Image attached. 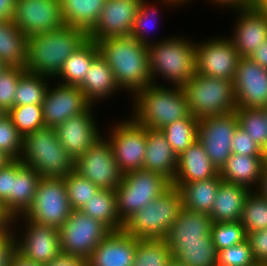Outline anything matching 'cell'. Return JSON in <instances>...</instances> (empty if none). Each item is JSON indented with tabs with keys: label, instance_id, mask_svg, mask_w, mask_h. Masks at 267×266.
<instances>
[{
	"label": "cell",
	"instance_id": "cell-1",
	"mask_svg": "<svg viewBox=\"0 0 267 266\" xmlns=\"http://www.w3.org/2000/svg\"><path fill=\"white\" fill-rule=\"evenodd\" d=\"M99 55L108 63L120 89L137 91L152 84L147 45L134 37H111L97 42Z\"/></svg>",
	"mask_w": 267,
	"mask_h": 266
},
{
	"label": "cell",
	"instance_id": "cell-2",
	"mask_svg": "<svg viewBox=\"0 0 267 266\" xmlns=\"http://www.w3.org/2000/svg\"><path fill=\"white\" fill-rule=\"evenodd\" d=\"M88 39L83 30L63 25L27 40L25 71L51 78L61 70L66 59Z\"/></svg>",
	"mask_w": 267,
	"mask_h": 266
},
{
	"label": "cell",
	"instance_id": "cell-3",
	"mask_svg": "<svg viewBox=\"0 0 267 266\" xmlns=\"http://www.w3.org/2000/svg\"><path fill=\"white\" fill-rule=\"evenodd\" d=\"M133 97L131 117L146 128L161 130L179 119L196 118L190 114L186 95L180 87L150 84Z\"/></svg>",
	"mask_w": 267,
	"mask_h": 266
},
{
	"label": "cell",
	"instance_id": "cell-4",
	"mask_svg": "<svg viewBox=\"0 0 267 266\" xmlns=\"http://www.w3.org/2000/svg\"><path fill=\"white\" fill-rule=\"evenodd\" d=\"M159 41L147 46L152 84L160 75L182 88L196 74V45L180 36Z\"/></svg>",
	"mask_w": 267,
	"mask_h": 266
},
{
	"label": "cell",
	"instance_id": "cell-5",
	"mask_svg": "<svg viewBox=\"0 0 267 266\" xmlns=\"http://www.w3.org/2000/svg\"><path fill=\"white\" fill-rule=\"evenodd\" d=\"M20 161L41 178H65L75 170V160L59 142L55 128L47 126L23 136Z\"/></svg>",
	"mask_w": 267,
	"mask_h": 266
},
{
	"label": "cell",
	"instance_id": "cell-6",
	"mask_svg": "<svg viewBox=\"0 0 267 266\" xmlns=\"http://www.w3.org/2000/svg\"><path fill=\"white\" fill-rule=\"evenodd\" d=\"M182 208L179 189L171 186L128 218L122 230L138 239H164Z\"/></svg>",
	"mask_w": 267,
	"mask_h": 266
},
{
	"label": "cell",
	"instance_id": "cell-7",
	"mask_svg": "<svg viewBox=\"0 0 267 266\" xmlns=\"http://www.w3.org/2000/svg\"><path fill=\"white\" fill-rule=\"evenodd\" d=\"M182 89L189 112L197 119L225 115L237 108L232 81L196 73Z\"/></svg>",
	"mask_w": 267,
	"mask_h": 266
},
{
	"label": "cell",
	"instance_id": "cell-8",
	"mask_svg": "<svg viewBox=\"0 0 267 266\" xmlns=\"http://www.w3.org/2000/svg\"><path fill=\"white\" fill-rule=\"evenodd\" d=\"M172 183L163 175L144 169L123 174L115 190L117 213L124 223L134 213L163 194Z\"/></svg>",
	"mask_w": 267,
	"mask_h": 266
},
{
	"label": "cell",
	"instance_id": "cell-9",
	"mask_svg": "<svg viewBox=\"0 0 267 266\" xmlns=\"http://www.w3.org/2000/svg\"><path fill=\"white\" fill-rule=\"evenodd\" d=\"M110 232L111 230L100 221L80 210H72L69 218L59 228L60 250L62 253L87 260Z\"/></svg>",
	"mask_w": 267,
	"mask_h": 266
},
{
	"label": "cell",
	"instance_id": "cell-10",
	"mask_svg": "<svg viewBox=\"0 0 267 266\" xmlns=\"http://www.w3.org/2000/svg\"><path fill=\"white\" fill-rule=\"evenodd\" d=\"M72 211L64 178H41L31 207L23 217L60 228Z\"/></svg>",
	"mask_w": 267,
	"mask_h": 266
},
{
	"label": "cell",
	"instance_id": "cell-11",
	"mask_svg": "<svg viewBox=\"0 0 267 266\" xmlns=\"http://www.w3.org/2000/svg\"><path fill=\"white\" fill-rule=\"evenodd\" d=\"M106 137H100L89 150L75 161V171L99 189L116 190L123 173L120 171L113 147Z\"/></svg>",
	"mask_w": 267,
	"mask_h": 266
},
{
	"label": "cell",
	"instance_id": "cell-12",
	"mask_svg": "<svg viewBox=\"0 0 267 266\" xmlns=\"http://www.w3.org/2000/svg\"><path fill=\"white\" fill-rule=\"evenodd\" d=\"M107 138L113 147L115 160L120 171L125 174L143 169L147 146V128L138 124L132 117L117 122Z\"/></svg>",
	"mask_w": 267,
	"mask_h": 266
},
{
	"label": "cell",
	"instance_id": "cell-13",
	"mask_svg": "<svg viewBox=\"0 0 267 266\" xmlns=\"http://www.w3.org/2000/svg\"><path fill=\"white\" fill-rule=\"evenodd\" d=\"M238 126L235 112L199 119L198 141L204 146L205 152L218 171L232 155L231 141Z\"/></svg>",
	"mask_w": 267,
	"mask_h": 266
},
{
	"label": "cell",
	"instance_id": "cell-14",
	"mask_svg": "<svg viewBox=\"0 0 267 266\" xmlns=\"http://www.w3.org/2000/svg\"><path fill=\"white\" fill-rule=\"evenodd\" d=\"M12 21L27 39L64 25L60 0H16Z\"/></svg>",
	"mask_w": 267,
	"mask_h": 266
},
{
	"label": "cell",
	"instance_id": "cell-15",
	"mask_svg": "<svg viewBox=\"0 0 267 266\" xmlns=\"http://www.w3.org/2000/svg\"><path fill=\"white\" fill-rule=\"evenodd\" d=\"M200 43L195 44L196 73L233 82L241 58L233 43L227 36Z\"/></svg>",
	"mask_w": 267,
	"mask_h": 266
},
{
	"label": "cell",
	"instance_id": "cell-16",
	"mask_svg": "<svg viewBox=\"0 0 267 266\" xmlns=\"http://www.w3.org/2000/svg\"><path fill=\"white\" fill-rule=\"evenodd\" d=\"M237 107L267 106V69L249 57H241L233 80Z\"/></svg>",
	"mask_w": 267,
	"mask_h": 266
},
{
	"label": "cell",
	"instance_id": "cell-17",
	"mask_svg": "<svg viewBox=\"0 0 267 266\" xmlns=\"http://www.w3.org/2000/svg\"><path fill=\"white\" fill-rule=\"evenodd\" d=\"M141 0H107L88 39L102 41L111 37L130 36Z\"/></svg>",
	"mask_w": 267,
	"mask_h": 266
},
{
	"label": "cell",
	"instance_id": "cell-18",
	"mask_svg": "<svg viewBox=\"0 0 267 266\" xmlns=\"http://www.w3.org/2000/svg\"><path fill=\"white\" fill-rule=\"evenodd\" d=\"M91 104L78 86L55 84L46 91L42 102L44 124L47 127L60 125L70 117L85 112Z\"/></svg>",
	"mask_w": 267,
	"mask_h": 266
},
{
	"label": "cell",
	"instance_id": "cell-19",
	"mask_svg": "<svg viewBox=\"0 0 267 266\" xmlns=\"http://www.w3.org/2000/svg\"><path fill=\"white\" fill-rule=\"evenodd\" d=\"M28 225L22 239L17 237V252L32 262L45 265L60 252L59 229L38 224L24 217Z\"/></svg>",
	"mask_w": 267,
	"mask_h": 266
},
{
	"label": "cell",
	"instance_id": "cell-20",
	"mask_svg": "<svg viewBox=\"0 0 267 266\" xmlns=\"http://www.w3.org/2000/svg\"><path fill=\"white\" fill-rule=\"evenodd\" d=\"M92 105L83 113L70 117L55 127L59 142L76 161L101 137L92 116Z\"/></svg>",
	"mask_w": 267,
	"mask_h": 266
},
{
	"label": "cell",
	"instance_id": "cell-21",
	"mask_svg": "<svg viewBox=\"0 0 267 266\" xmlns=\"http://www.w3.org/2000/svg\"><path fill=\"white\" fill-rule=\"evenodd\" d=\"M235 11L239 16L234 24L236 25L232 32L234 34L228 39L233 43L240 57H249L267 40V18L255 4Z\"/></svg>",
	"mask_w": 267,
	"mask_h": 266
},
{
	"label": "cell",
	"instance_id": "cell-22",
	"mask_svg": "<svg viewBox=\"0 0 267 266\" xmlns=\"http://www.w3.org/2000/svg\"><path fill=\"white\" fill-rule=\"evenodd\" d=\"M137 238L123 230L111 231L87 259V266H133Z\"/></svg>",
	"mask_w": 267,
	"mask_h": 266
},
{
	"label": "cell",
	"instance_id": "cell-23",
	"mask_svg": "<svg viewBox=\"0 0 267 266\" xmlns=\"http://www.w3.org/2000/svg\"><path fill=\"white\" fill-rule=\"evenodd\" d=\"M178 156L168 143L161 130L147 128V146L143 169L166 177L171 183L174 180Z\"/></svg>",
	"mask_w": 267,
	"mask_h": 266
},
{
	"label": "cell",
	"instance_id": "cell-24",
	"mask_svg": "<svg viewBox=\"0 0 267 266\" xmlns=\"http://www.w3.org/2000/svg\"><path fill=\"white\" fill-rule=\"evenodd\" d=\"M219 171L212 164L204 146L197 140L178 156L172 183H190L214 178Z\"/></svg>",
	"mask_w": 267,
	"mask_h": 266
},
{
	"label": "cell",
	"instance_id": "cell-25",
	"mask_svg": "<svg viewBox=\"0 0 267 266\" xmlns=\"http://www.w3.org/2000/svg\"><path fill=\"white\" fill-rule=\"evenodd\" d=\"M212 224L210 215L183 207L164 240L171 250L179 242L202 241L204 236L211 233Z\"/></svg>",
	"mask_w": 267,
	"mask_h": 266
},
{
	"label": "cell",
	"instance_id": "cell-26",
	"mask_svg": "<svg viewBox=\"0 0 267 266\" xmlns=\"http://www.w3.org/2000/svg\"><path fill=\"white\" fill-rule=\"evenodd\" d=\"M86 100L92 105L121 90L108 63L98 55L87 70L86 77L78 86ZM96 101V102H95Z\"/></svg>",
	"mask_w": 267,
	"mask_h": 266
},
{
	"label": "cell",
	"instance_id": "cell-27",
	"mask_svg": "<svg viewBox=\"0 0 267 266\" xmlns=\"http://www.w3.org/2000/svg\"><path fill=\"white\" fill-rule=\"evenodd\" d=\"M267 157H253L248 155L233 154L221 168L219 174L223 181L241 185L251 189L259 187L262 170ZM255 184V185H254Z\"/></svg>",
	"mask_w": 267,
	"mask_h": 266
},
{
	"label": "cell",
	"instance_id": "cell-28",
	"mask_svg": "<svg viewBox=\"0 0 267 266\" xmlns=\"http://www.w3.org/2000/svg\"><path fill=\"white\" fill-rule=\"evenodd\" d=\"M40 179L32 167L13 160V226L31 207Z\"/></svg>",
	"mask_w": 267,
	"mask_h": 266
},
{
	"label": "cell",
	"instance_id": "cell-29",
	"mask_svg": "<svg viewBox=\"0 0 267 266\" xmlns=\"http://www.w3.org/2000/svg\"><path fill=\"white\" fill-rule=\"evenodd\" d=\"M222 181L220 174H218L207 180L172 183V186L179 189L185 209L210 215Z\"/></svg>",
	"mask_w": 267,
	"mask_h": 266
},
{
	"label": "cell",
	"instance_id": "cell-30",
	"mask_svg": "<svg viewBox=\"0 0 267 266\" xmlns=\"http://www.w3.org/2000/svg\"><path fill=\"white\" fill-rule=\"evenodd\" d=\"M250 191L247 187L222 181L210 213L213 223L240 221Z\"/></svg>",
	"mask_w": 267,
	"mask_h": 266
},
{
	"label": "cell",
	"instance_id": "cell-31",
	"mask_svg": "<svg viewBox=\"0 0 267 266\" xmlns=\"http://www.w3.org/2000/svg\"><path fill=\"white\" fill-rule=\"evenodd\" d=\"M107 0H60L65 25L87 34L94 28Z\"/></svg>",
	"mask_w": 267,
	"mask_h": 266
},
{
	"label": "cell",
	"instance_id": "cell-32",
	"mask_svg": "<svg viewBox=\"0 0 267 266\" xmlns=\"http://www.w3.org/2000/svg\"><path fill=\"white\" fill-rule=\"evenodd\" d=\"M27 40L12 20H0V60L6 66L25 68Z\"/></svg>",
	"mask_w": 267,
	"mask_h": 266
},
{
	"label": "cell",
	"instance_id": "cell-33",
	"mask_svg": "<svg viewBox=\"0 0 267 266\" xmlns=\"http://www.w3.org/2000/svg\"><path fill=\"white\" fill-rule=\"evenodd\" d=\"M98 55L97 43L87 39L80 48L66 59L56 77L59 78L60 76L61 84L79 86L86 77L91 63Z\"/></svg>",
	"mask_w": 267,
	"mask_h": 266
},
{
	"label": "cell",
	"instance_id": "cell-34",
	"mask_svg": "<svg viewBox=\"0 0 267 266\" xmlns=\"http://www.w3.org/2000/svg\"><path fill=\"white\" fill-rule=\"evenodd\" d=\"M171 251L173 258L185 266H217V250L211 233L202 241L179 242Z\"/></svg>",
	"mask_w": 267,
	"mask_h": 266
},
{
	"label": "cell",
	"instance_id": "cell-35",
	"mask_svg": "<svg viewBox=\"0 0 267 266\" xmlns=\"http://www.w3.org/2000/svg\"><path fill=\"white\" fill-rule=\"evenodd\" d=\"M80 211L100 221L111 231H120L123 229L124 223L120 220L117 213L114 190L99 189Z\"/></svg>",
	"mask_w": 267,
	"mask_h": 266
},
{
	"label": "cell",
	"instance_id": "cell-36",
	"mask_svg": "<svg viewBox=\"0 0 267 266\" xmlns=\"http://www.w3.org/2000/svg\"><path fill=\"white\" fill-rule=\"evenodd\" d=\"M173 259L164 239H138L133 266H167Z\"/></svg>",
	"mask_w": 267,
	"mask_h": 266
},
{
	"label": "cell",
	"instance_id": "cell-37",
	"mask_svg": "<svg viewBox=\"0 0 267 266\" xmlns=\"http://www.w3.org/2000/svg\"><path fill=\"white\" fill-rule=\"evenodd\" d=\"M198 123L197 118H182L161 129L177 156L198 140Z\"/></svg>",
	"mask_w": 267,
	"mask_h": 266
},
{
	"label": "cell",
	"instance_id": "cell-38",
	"mask_svg": "<svg viewBox=\"0 0 267 266\" xmlns=\"http://www.w3.org/2000/svg\"><path fill=\"white\" fill-rule=\"evenodd\" d=\"M48 78L51 77L25 72L17 83L14 106L42 104L49 86Z\"/></svg>",
	"mask_w": 267,
	"mask_h": 266
},
{
	"label": "cell",
	"instance_id": "cell-39",
	"mask_svg": "<svg viewBox=\"0 0 267 266\" xmlns=\"http://www.w3.org/2000/svg\"><path fill=\"white\" fill-rule=\"evenodd\" d=\"M237 115L239 127L248 133L249 138L267 151V123L264 109L237 107L234 111Z\"/></svg>",
	"mask_w": 267,
	"mask_h": 266
},
{
	"label": "cell",
	"instance_id": "cell-40",
	"mask_svg": "<svg viewBox=\"0 0 267 266\" xmlns=\"http://www.w3.org/2000/svg\"><path fill=\"white\" fill-rule=\"evenodd\" d=\"M240 221L246 233L267 229V200L257 191H250Z\"/></svg>",
	"mask_w": 267,
	"mask_h": 266
},
{
	"label": "cell",
	"instance_id": "cell-41",
	"mask_svg": "<svg viewBox=\"0 0 267 266\" xmlns=\"http://www.w3.org/2000/svg\"><path fill=\"white\" fill-rule=\"evenodd\" d=\"M7 115L22 136L45 127L42 104L13 106Z\"/></svg>",
	"mask_w": 267,
	"mask_h": 266
},
{
	"label": "cell",
	"instance_id": "cell-42",
	"mask_svg": "<svg viewBox=\"0 0 267 266\" xmlns=\"http://www.w3.org/2000/svg\"><path fill=\"white\" fill-rule=\"evenodd\" d=\"M69 205L72 210H80L99 188L75 170L65 178Z\"/></svg>",
	"mask_w": 267,
	"mask_h": 266
},
{
	"label": "cell",
	"instance_id": "cell-43",
	"mask_svg": "<svg viewBox=\"0 0 267 266\" xmlns=\"http://www.w3.org/2000/svg\"><path fill=\"white\" fill-rule=\"evenodd\" d=\"M211 236L217 251L239 244L247 239V233L241 221L215 222Z\"/></svg>",
	"mask_w": 267,
	"mask_h": 266
},
{
	"label": "cell",
	"instance_id": "cell-44",
	"mask_svg": "<svg viewBox=\"0 0 267 266\" xmlns=\"http://www.w3.org/2000/svg\"><path fill=\"white\" fill-rule=\"evenodd\" d=\"M23 136L6 114L0 119V151L11 160H20Z\"/></svg>",
	"mask_w": 267,
	"mask_h": 266
},
{
	"label": "cell",
	"instance_id": "cell-45",
	"mask_svg": "<svg viewBox=\"0 0 267 266\" xmlns=\"http://www.w3.org/2000/svg\"><path fill=\"white\" fill-rule=\"evenodd\" d=\"M25 72L24 68L7 66L0 73V108L6 113L14 106L17 83Z\"/></svg>",
	"mask_w": 267,
	"mask_h": 266
},
{
	"label": "cell",
	"instance_id": "cell-46",
	"mask_svg": "<svg viewBox=\"0 0 267 266\" xmlns=\"http://www.w3.org/2000/svg\"><path fill=\"white\" fill-rule=\"evenodd\" d=\"M256 261L249 241L217 251V266H251Z\"/></svg>",
	"mask_w": 267,
	"mask_h": 266
},
{
	"label": "cell",
	"instance_id": "cell-47",
	"mask_svg": "<svg viewBox=\"0 0 267 266\" xmlns=\"http://www.w3.org/2000/svg\"><path fill=\"white\" fill-rule=\"evenodd\" d=\"M146 4L147 1L145 3V0H141L140 7L138 9L137 15L133 23V27L130 32V36L134 37L138 42L148 46L151 43L149 42V39L147 38L148 36L146 35L148 32L147 29L148 27L149 28L151 27L149 24L152 23L151 22L152 18L154 19V16H156L155 14H158V12L154 8V6L153 7L150 6L149 3L147 5ZM147 22L150 23L148 24Z\"/></svg>",
	"mask_w": 267,
	"mask_h": 266
},
{
	"label": "cell",
	"instance_id": "cell-48",
	"mask_svg": "<svg viewBox=\"0 0 267 266\" xmlns=\"http://www.w3.org/2000/svg\"><path fill=\"white\" fill-rule=\"evenodd\" d=\"M231 145L233 154L267 157L265 151L253 139L249 138L248 133L239 126L232 137Z\"/></svg>",
	"mask_w": 267,
	"mask_h": 266
},
{
	"label": "cell",
	"instance_id": "cell-49",
	"mask_svg": "<svg viewBox=\"0 0 267 266\" xmlns=\"http://www.w3.org/2000/svg\"><path fill=\"white\" fill-rule=\"evenodd\" d=\"M0 203L13 218V160L0 168Z\"/></svg>",
	"mask_w": 267,
	"mask_h": 266
},
{
	"label": "cell",
	"instance_id": "cell-50",
	"mask_svg": "<svg viewBox=\"0 0 267 266\" xmlns=\"http://www.w3.org/2000/svg\"><path fill=\"white\" fill-rule=\"evenodd\" d=\"M247 240L256 262H267V229L247 233Z\"/></svg>",
	"mask_w": 267,
	"mask_h": 266
},
{
	"label": "cell",
	"instance_id": "cell-51",
	"mask_svg": "<svg viewBox=\"0 0 267 266\" xmlns=\"http://www.w3.org/2000/svg\"><path fill=\"white\" fill-rule=\"evenodd\" d=\"M14 233L11 229L4 236H0V266H10L14 254L17 252L18 236Z\"/></svg>",
	"mask_w": 267,
	"mask_h": 266
},
{
	"label": "cell",
	"instance_id": "cell-52",
	"mask_svg": "<svg viewBox=\"0 0 267 266\" xmlns=\"http://www.w3.org/2000/svg\"><path fill=\"white\" fill-rule=\"evenodd\" d=\"M43 266H87V260L83 257L60 252L52 261Z\"/></svg>",
	"mask_w": 267,
	"mask_h": 266
},
{
	"label": "cell",
	"instance_id": "cell-53",
	"mask_svg": "<svg viewBox=\"0 0 267 266\" xmlns=\"http://www.w3.org/2000/svg\"><path fill=\"white\" fill-rule=\"evenodd\" d=\"M249 58L258 63L261 67L267 69V40L256 48Z\"/></svg>",
	"mask_w": 267,
	"mask_h": 266
},
{
	"label": "cell",
	"instance_id": "cell-54",
	"mask_svg": "<svg viewBox=\"0 0 267 266\" xmlns=\"http://www.w3.org/2000/svg\"><path fill=\"white\" fill-rule=\"evenodd\" d=\"M16 0H0V20H12Z\"/></svg>",
	"mask_w": 267,
	"mask_h": 266
},
{
	"label": "cell",
	"instance_id": "cell-55",
	"mask_svg": "<svg viewBox=\"0 0 267 266\" xmlns=\"http://www.w3.org/2000/svg\"><path fill=\"white\" fill-rule=\"evenodd\" d=\"M12 225L13 218L6 212L3 204L0 203V236L7 234L13 227Z\"/></svg>",
	"mask_w": 267,
	"mask_h": 266
},
{
	"label": "cell",
	"instance_id": "cell-56",
	"mask_svg": "<svg viewBox=\"0 0 267 266\" xmlns=\"http://www.w3.org/2000/svg\"><path fill=\"white\" fill-rule=\"evenodd\" d=\"M212 3H215V5H221L231 7V9L234 10L238 8H244V7H249L251 5H254L255 0H211ZM217 3V4H216Z\"/></svg>",
	"mask_w": 267,
	"mask_h": 266
},
{
	"label": "cell",
	"instance_id": "cell-57",
	"mask_svg": "<svg viewBox=\"0 0 267 266\" xmlns=\"http://www.w3.org/2000/svg\"><path fill=\"white\" fill-rule=\"evenodd\" d=\"M10 266H43V265L32 262L31 260L24 258L22 255L16 252L11 260Z\"/></svg>",
	"mask_w": 267,
	"mask_h": 266
},
{
	"label": "cell",
	"instance_id": "cell-58",
	"mask_svg": "<svg viewBox=\"0 0 267 266\" xmlns=\"http://www.w3.org/2000/svg\"><path fill=\"white\" fill-rule=\"evenodd\" d=\"M256 191L260 193L267 200V160L264 163L260 184Z\"/></svg>",
	"mask_w": 267,
	"mask_h": 266
},
{
	"label": "cell",
	"instance_id": "cell-59",
	"mask_svg": "<svg viewBox=\"0 0 267 266\" xmlns=\"http://www.w3.org/2000/svg\"><path fill=\"white\" fill-rule=\"evenodd\" d=\"M254 4L267 18V0H255Z\"/></svg>",
	"mask_w": 267,
	"mask_h": 266
},
{
	"label": "cell",
	"instance_id": "cell-60",
	"mask_svg": "<svg viewBox=\"0 0 267 266\" xmlns=\"http://www.w3.org/2000/svg\"><path fill=\"white\" fill-rule=\"evenodd\" d=\"M11 159L0 151V168H3Z\"/></svg>",
	"mask_w": 267,
	"mask_h": 266
},
{
	"label": "cell",
	"instance_id": "cell-61",
	"mask_svg": "<svg viewBox=\"0 0 267 266\" xmlns=\"http://www.w3.org/2000/svg\"><path fill=\"white\" fill-rule=\"evenodd\" d=\"M164 2L163 3H167L168 5H172V4H174V5H177V6H179L178 4H183L184 2H187L188 0H163ZM166 1V2H165ZM190 1V0H189ZM169 2V3H168Z\"/></svg>",
	"mask_w": 267,
	"mask_h": 266
},
{
	"label": "cell",
	"instance_id": "cell-62",
	"mask_svg": "<svg viewBox=\"0 0 267 266\" xmlns=\"http://www.w3.org/2000/svg\"><path fill=\"white\" fill-rule=\"evenodd\" d=\"M167 266H185L184 264L176 261L174 258L168 263Z\"/></svg>",
	"mask_w": 267,
	"mask_h": 266
},
{
	"label": "cell",
	"instance_id": "cell-63",
	"mask_svg": "<svg viewBox=\"0 0 267 266\" xmlns=\"http://www.w3.org/2000/svg\"><path fill=\"white\" fill-rule=\"evenodd\" d=\"M251 266H267V262H255Z\"/></svg>",
	"mask_w": 267,
	"mask_h": 266
},
{
	"label": "cell",
	"instance_id": "cell-64",
	"mask_svg": "<svg viewBox=\"0 0 267 266\" xmlns=\"http://www.w3.org/2000/svg\"><path fill=\"white\" fill-rule=\"evenodd\" d=\"M7 66L0 60V73L6 68Z\"/></svg>",
	"mask_w": 267,
	"mask_h": 266
},
{
	"label": "cell",
	"instance_id": "cell-65",
	"mask_svg": "<svg viewBox=\"0 0 267 266\" xmlns=\"http://www.w3.org/2000/svg\"><path fill=\"white\" fill-rule=\"evenodd\" d=\"M6 114H7V113L4 112V111L0 108V119H1L2 117H4Z\"/></svg>",
	"mask_w": 267,
	"mask_h": 266
},
{
	"label": "cell",
	"instance_id": "cell-66",
	"mask_svg": "<svg viewBox=\"0 0 267 266\" xmlns=\"http://www.w3.org/2000/svg\"><path fill=\"white\" fill-rule=\"evenodd\" d=\"M264 109L265 117H266V123H267V106Z\"/></svg>",
	"mask_w": 267,
	"mask_h": 266
}]
</instances>
